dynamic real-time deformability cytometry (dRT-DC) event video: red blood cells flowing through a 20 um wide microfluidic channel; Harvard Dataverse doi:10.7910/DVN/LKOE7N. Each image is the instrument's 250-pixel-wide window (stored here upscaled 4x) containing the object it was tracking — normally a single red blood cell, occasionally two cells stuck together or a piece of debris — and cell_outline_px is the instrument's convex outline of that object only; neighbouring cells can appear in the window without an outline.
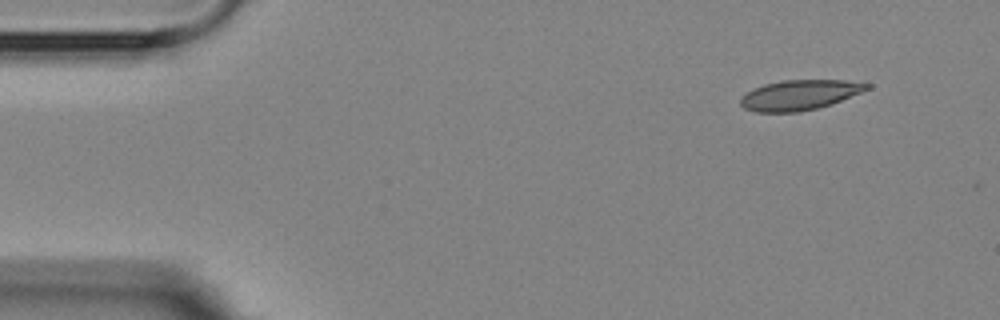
{"species": "Egyptian fruit bat (a non-hibernating species)", "species_latin": "Rousettus aegyptiacus", "temperature_condition": "room temperature", "stored_images_in_passage": 4, "camera_frame_rate_fps": 3000, "um_per_image_px": 0.085, "animal": {"sex": "female"}, "frame": {"image": 1, "passage_image": 1, "time_ms": 0.0, "image_size_px": [1000, 320], "cell_outline_px": [[872, 88], [832, 104], [800, 112], [756, 112], [744, 108], [740, 104], [740, 96], [752, 88], [764, 84], [780, 80], [864, 80], [872, 84]], "centroid_in_image_um": [68.02, 8.05], "position_along_channel_um": 17.0, "area_um2": 22.72}}
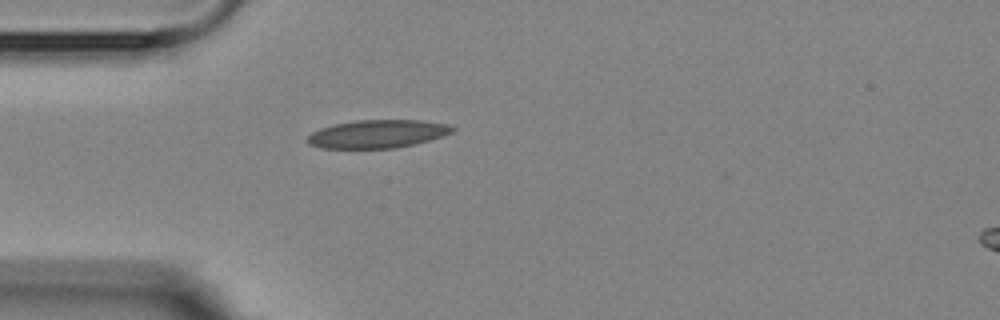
{"frame": {"image": 2, "passage_image": 4, "time_ms": 3.333, "image_size_px": [1000, 320], "cell_outline_px": [[456, 128], [452, 132], [428, 140], [396, 148], [320, 148], [308, 144], [304, 140], [312, 132], [320, 128], [332, 124], [356, 120], [420, 120], [448, 124]], "centroid_in_image_um": [32.02, 11.38], "position_along_channel_um": 53.0, "area_um2": 23.76}}